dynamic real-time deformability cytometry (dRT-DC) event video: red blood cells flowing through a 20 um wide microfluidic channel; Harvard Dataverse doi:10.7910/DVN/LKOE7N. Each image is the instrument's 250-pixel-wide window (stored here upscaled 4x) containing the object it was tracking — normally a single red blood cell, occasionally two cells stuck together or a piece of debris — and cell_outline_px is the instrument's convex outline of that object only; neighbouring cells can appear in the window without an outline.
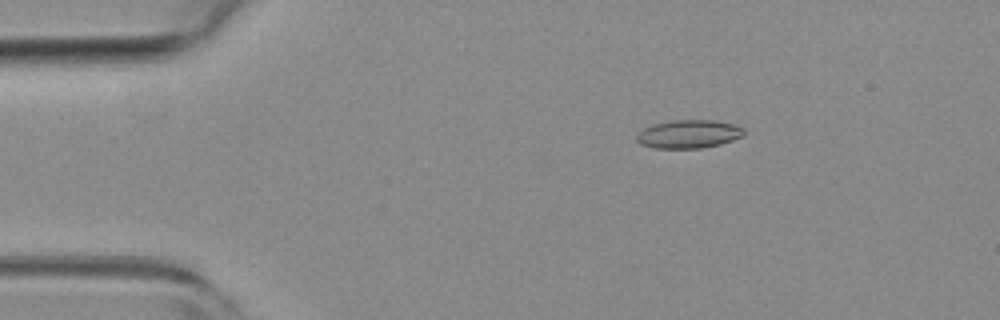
{"species": "common noctule bat (a hibernating species)", "species_latin": "Nyctalus noctula", "temperature_condition": "room temperature", "stored_images_in_passage": 54, "camera_frame_rate_fps": 3000, "um_per_image_px": 0.085, "animal": {"sex": "female", "body_mass_g": 19.3, "forearm_length_mm": 54.1}, "frame": {"image": 1, "passage_image": 9, "time_ms": 2.667, "image_size_px": [1000, 320], "cell_outline_px": [[744, 136], [720, 144], [700, 148], [656, 148], [640, 144], [636, 140], [636, 132], [652, 124], [672, 120], [716, 120], [732, 124], [744, 128]], "centroid_in_image_um": [58.51, 11.39], "position_along_channel_um": 26.5, "area_um2": 17.8}}
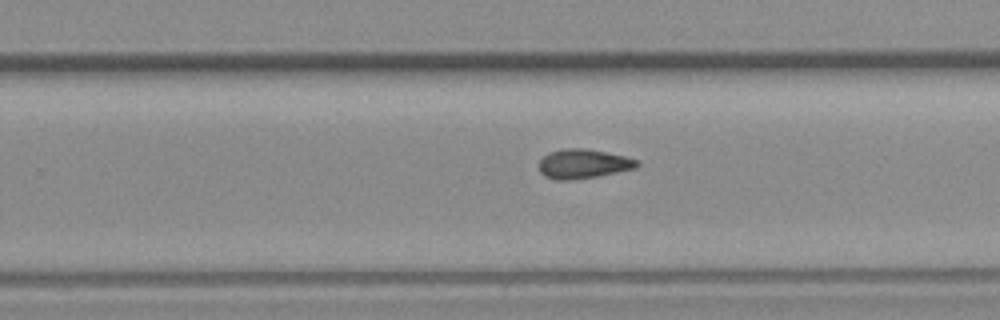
{"frame": {"image": 2, "passage_image": 34, "time_ms": 11.0, "image_size_px": [1000, 320], "cell_outline_px": [[640, 164], [636, 168], [596, 176], [572, 180], [556, 180], [544, 176], [540, 172], [540, 160], [548, 152], [560, 148], [584, 148], [624, 156], [636, 160]], "centroid_in_image_um": [49.53, 13.92], "position_along_channel_um": 280.3, "area_um2": 16.65}}
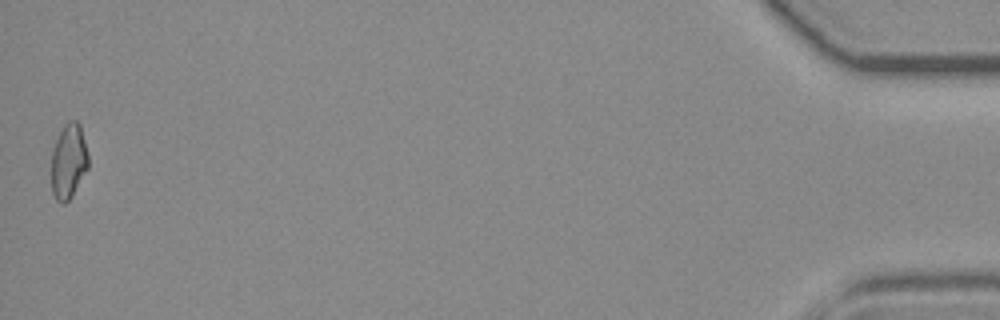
{"frame": {"image": 3, "passage_image": 54, "time_ms": 17.667, "image_size_px": [1000, 320], "cell_outline_px": [[88, 168], [72, 196], [64, 204], [60, 204], [56, 200], [52, 192], [52, 148], [64, 124], [68, 120], [76, 120], [80, 124], [88, 152]], "centroid_in_image_um": [5.83, 13.7], "position_along_channel_um": 429.4, "area_um2": 16.24}, "authors_computed_cell_mechanics": {"area_um2": 16.5886, "velocity_mm_per_s": 3.7703, "shape_relaxation_time_tau1_ms": null, "shape_relaxation_time_tau2_ms": 6.6298, "deformation_change_tau1": null, "deformation_change_tau2": 0.139}}